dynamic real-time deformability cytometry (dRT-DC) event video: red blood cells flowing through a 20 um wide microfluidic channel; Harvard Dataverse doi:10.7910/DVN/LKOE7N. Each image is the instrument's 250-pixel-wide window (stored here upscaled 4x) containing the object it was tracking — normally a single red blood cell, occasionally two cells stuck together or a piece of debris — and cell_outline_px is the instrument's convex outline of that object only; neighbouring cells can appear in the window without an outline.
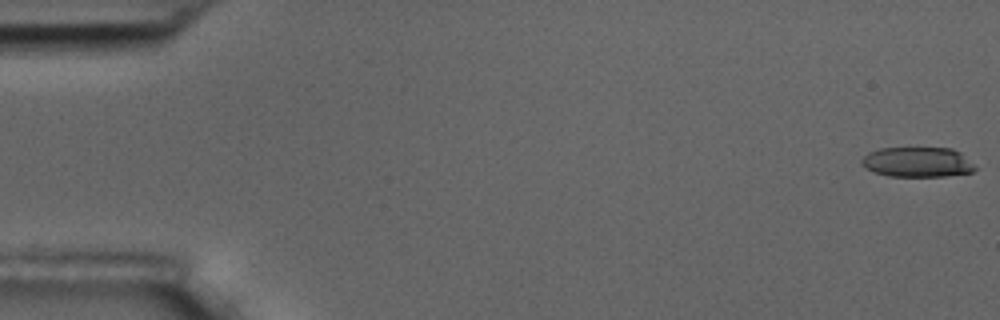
{"species": "common noctule bat (a hibernating species)", "species_latin": "Nyctalus noctula", "temperature_condition": "room temperature", "stored_images_in_passage": 57, "camera_frame_rate_fps": 3000, "um_per_image_px": 0.085, "animal": {"sex": "male", "body_mass_g": 17.5, "forearm_length_mm": 52.3}, "frame": {"image": 1, "passage_image": 1, "time_ms": 0.0, "image_size_px": [1000, 320], "cell_outline_px": [[976, 168], [972, 172], [944, 176], [888, 176], [872, 172], [860, 164], [860, 160], [868, 152], [880, 148], [952, 148], [960, 152]], "centroid_in_image_um": [77.92, 13.78], "position_along_channel_um": 7.1, "area_um2": 19.83}}
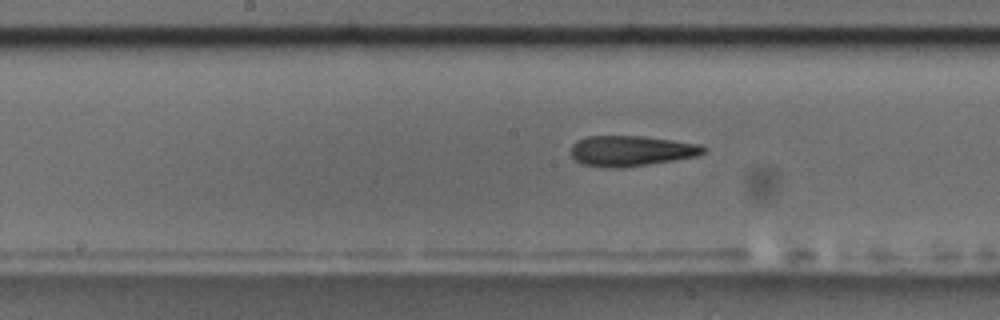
{"frame": {"image": 2, "passage_image": 29, "time_ms": 9.333, "image_size_px": [1000, 320], "cell_outline_px": [[708, 148], [704, 152], [696, 156], [676, 160], [624, 168], [612, 168], [584, 164], [576, 160], [572, 156], [572, 144], [576, 140], [588, 136], [644, 136], [700, 144]], "centroid_in_image_um": [53.67, 12.82], "position_along_channel_um": 194.5, "area_um2": 23.58}}
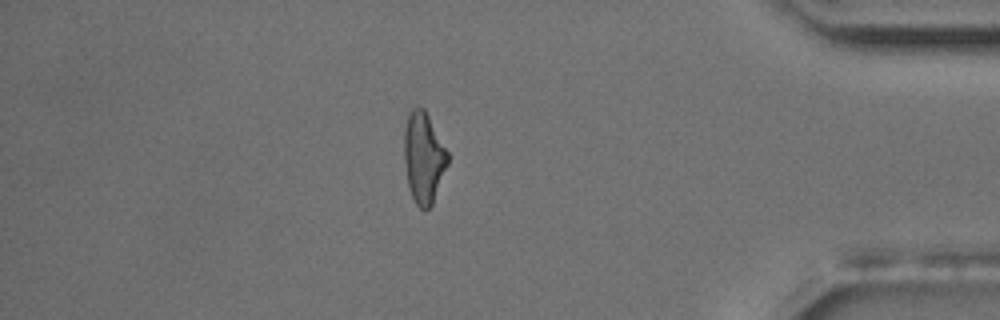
{"frame": {"image": 3, "passage_image": 49, "time_ms": 16.0, "image_size_px": [1000, 320], "cell_outline_px": [[448, 164], [432, 204], [424, 212], [416, 204], [412, 196], [408, 184], [404, 160], [404, 128], [408, 116], [412, 108], [424, 108], [448, 152]], "centroid_in_image_um": [36.0, 13.41], "position_along_channel_um": 399.2, "area_um2": 22.89}, "authors_computed_cell_mechanics": {"area_um2": 23.3512, "velocity_mm_per_s": 3.602, "shape_relaxation_time_tau1_ms": null, "shape_relaxation_time_tau2_ms": 3.8141, "deformation_change_tau1": null, "deformation_change_tau2": 0.1572}}